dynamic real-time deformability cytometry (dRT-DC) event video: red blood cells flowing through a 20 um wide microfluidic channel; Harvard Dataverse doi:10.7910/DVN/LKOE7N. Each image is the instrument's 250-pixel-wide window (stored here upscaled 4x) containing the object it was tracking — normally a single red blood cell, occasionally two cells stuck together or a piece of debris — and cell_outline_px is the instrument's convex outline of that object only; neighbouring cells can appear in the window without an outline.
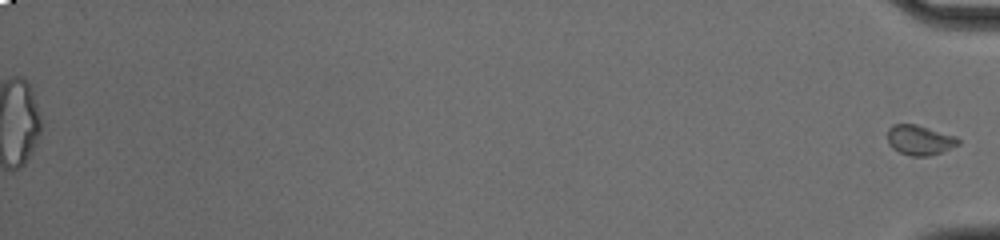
{"species": "common noctule bat (a hibernating species)", "species_latin": "Nyctalus noctula", "temperature_condition": "cold", "stored_images_in_passage": 55, "segment_of_instrument_passage": [2, 2], "camera_frame_rate_fps": 3000, "um_per_image_px": 0.085, "animal": {"sex": "male", "body_mass_g": 20.0, "forearm_length_mm": 53.3}, "frame": {"image": 1, "passage_image": 55, "time_ms": 18.0, "image_size_px": [1000, 240], "cell_outline_px": [[960, 144], [940, 152], [928, 156], [912, 156], [900, 152], [892, 148], [888, 144], [888, 128], [892, 124], [916, 124], [956, 136], [960, 140]], "centroid_in_image_um": [78.16, 11.89], "position_along_channel_um": 357.0, "area_um2": 12.31}}